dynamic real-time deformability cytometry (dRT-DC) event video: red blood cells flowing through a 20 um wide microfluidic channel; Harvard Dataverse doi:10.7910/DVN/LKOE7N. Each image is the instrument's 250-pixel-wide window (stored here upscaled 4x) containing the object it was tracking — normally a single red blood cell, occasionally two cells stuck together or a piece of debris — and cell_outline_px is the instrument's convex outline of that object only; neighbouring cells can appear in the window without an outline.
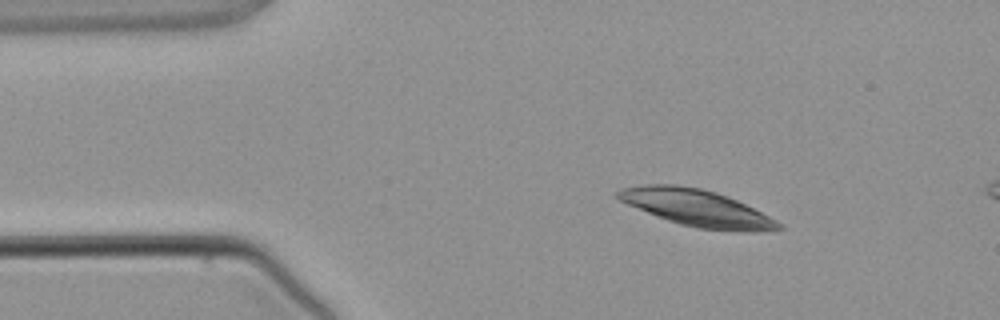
{"species": "common noctule bat (a hibernating species)", "species_latin": "Nyctalus noctula", "temperature_condition": "warm", "stored_images_in_passage": 2, "camera_frame_rate_fps": 3000, "um_per_image_px": 0.085, "animal": {"sex": "male", "body_mass_g": 21.5, "forearm_length_mm": 52.0}, "frame": {"image": 1, "passage_image": 1, "time_ms": 0.0, "image_size_px": [1000, 320], "cell_outline_px": [[784, 228], [756, 232], [740, 232], [700, 228], [680, 224], [656, 216], [628, 204], [620, 200], [616, 196], [616, 192], [620, 188], [644, 184], [676, 184], [700, 188], [716, 192], [728, 196], [784, 224]], "centroid_in_image_um": [59.23, 17.67], "position_along_channel_um": 25.8, "area_um2": 34.22}}